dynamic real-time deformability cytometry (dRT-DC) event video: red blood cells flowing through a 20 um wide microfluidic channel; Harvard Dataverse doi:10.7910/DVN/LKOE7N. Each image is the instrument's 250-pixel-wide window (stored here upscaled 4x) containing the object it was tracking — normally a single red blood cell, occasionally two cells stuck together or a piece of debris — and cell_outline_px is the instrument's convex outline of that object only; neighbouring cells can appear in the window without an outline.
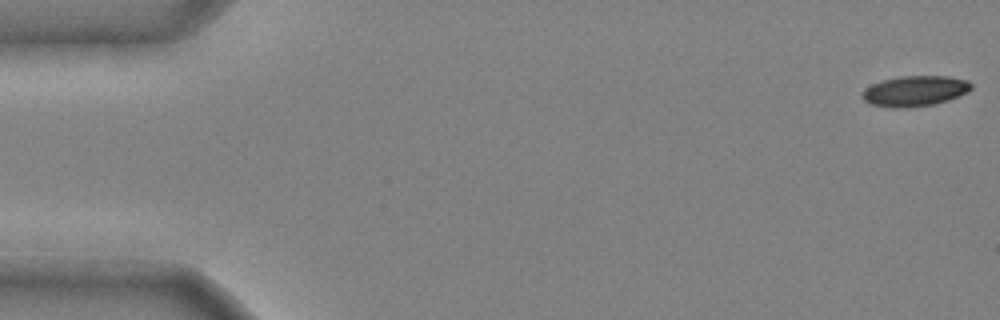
{"species": "common noctule bat (a hibernating species)", "species_latin": "Nyctalus noctula", "temperature_condition": "cold", "stored_images_in_passage": 45, "camera_frame_rate_fps": 3000, "um_per_image_px": 0.085, "animal": {"sex": "male", "body_mass_g": 20.4}, "frame": {"image": 1, "passage_image": 1, "time_ms": 0.0, "image_size_px": [1000, 320], "cell_outline_px": [[972, 88], [968, 92], [960, 96], [936, 104], [908, 108], [896, 108], [872, 104], [864, 100], [860, 96], [860, 92], [864, 88], [872, 84], [884, 80], [900, 76], [948, 76], [968, 80], [972, 84]], "centroid_in_image_um": [77.77, 7.74], "position_along_channel_um": 7.2, "area_um2": 19.59}}
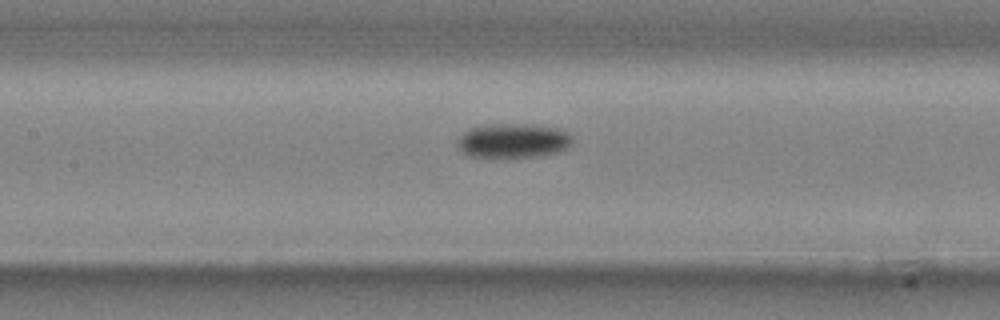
{"frame": {"image": 2, "passage_image": 23, "time_ms": 7.333, "image_size_px": [1000, 320], "cell_outline_px": [[572, 144], [568, 148], [560, 152], [536, 156], [468, 156], [456, 144], [460, 136], [464, 132], [472, 128], [492, 124], [532, 124], [556, 128], [568, 132], [572, 136]], "centroid_in_image_um": [43.67, 11.94], "position_along_channel_um": 163.7, "area_um2": 22.77}}
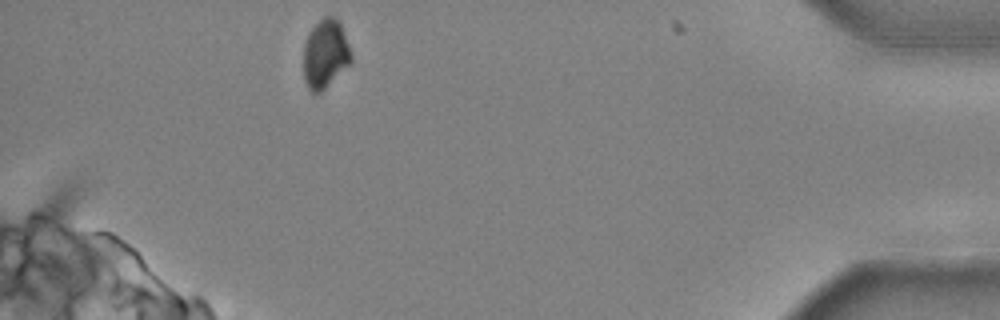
{"frame": {"image": 3, "passage_image": 45, "time_ms": 14.667, "image_size_px": [1000, 320], "cell_outline_px": [[352, 60], [320, 92], [312, 92], [308, 88], [304, 80], [304, 44], [308, 32], [324, 16], [332, 16], [340, 20], [352, 56]], "centroid_in_image_um": [27.64, 4.53], "position_along_channel_um": 407.6, "area_um2": 18.79}, "authors_computed_cell_mechanics": {"area_um2": 21.7328, "velocity_mm_per_s": 3.9772, "shape_relaxation_time_tau1_ms": 4.9943, "shape_relaxation_time_tau2_ms": null, "deformation_change_tau1": 0.1214, "deformation_change_tau2": null}}